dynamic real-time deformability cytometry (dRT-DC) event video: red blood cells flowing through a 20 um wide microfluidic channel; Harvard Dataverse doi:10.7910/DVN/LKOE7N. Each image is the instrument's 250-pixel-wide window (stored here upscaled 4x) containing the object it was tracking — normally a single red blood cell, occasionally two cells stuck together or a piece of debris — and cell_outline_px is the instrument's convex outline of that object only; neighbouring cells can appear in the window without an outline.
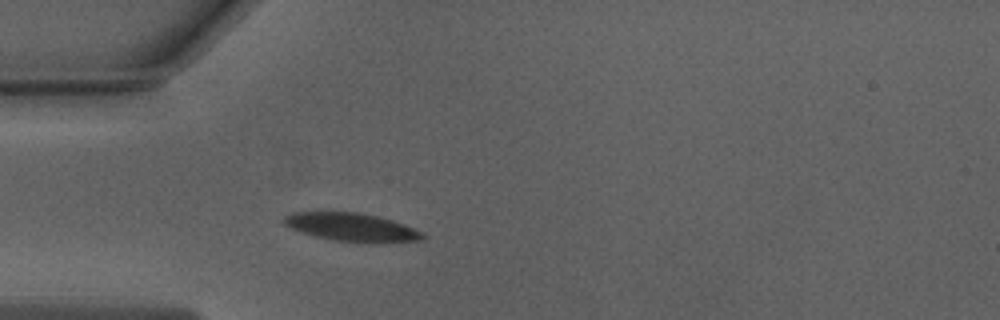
{"species": "Egyptian fruit bat (a non-hibernating species)", "species_latin": "Rousettus aegyptiacus", "temperature_condition": "warm", "stored_images_in_passage": 3, "camera_frame_rate_fps": 3000, "um_per_image_px": 0.085, "animal": {"sex": "male"}, "frame": {"image": 1, "passage_image": 1, "time_ms": 0.0, "image_size_px": [1000, 320], "cell_outline_px": [[428, 236], [420, 240], [380, 244], [372, 244], [332, 240], [300, 232], [284, 224], [280, 220], [284, 216], [292, 212], [356, 212], [376, 216], [392, 220], [404, 224]], "centroid_in_image_um": [29.89, 19.33], "position_along_channel_um": 55.1, "area_um2": 23.12}}